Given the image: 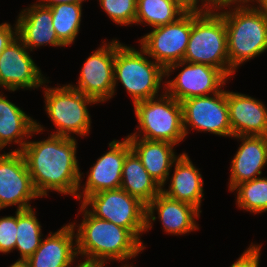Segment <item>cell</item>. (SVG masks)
Returning <instances> with one entry per match:
<instances>
[{
  "label": "cell",
  "mask_w": 267,
  "mask_h": 267,
  "mask_svg": "<svg viewBox=\"0 0 267 267\" xmlns=\"http://www.w3.org/2000/svg\"><path fill=\"white\" fill-rule=\"evenodd\" d=\"M127 138L131 149L140 158L146 171L162 187L172 172L174 161L180 156L174 149L177 145L167 141Z\"/></svg>",
  "instance_id": "22"
},
{
  "label": "cell",
  "mask_w": 267,
  "mask_h": 267,
  "mask_svg": "<svg viewBox=\"0 0 267 267\" xmlns=\"http://www.w3.org/2000/svg\"><path fill=\"white\" fill-rule=\"evenodd\" d=\"M83 4H55L50 7L54 31L58 39L70 47L75 43L80 32Z\"/></svg>",
  "instance_id": "27"
},
{
  "label": "cell",
  "mask_w": 267,
  "mask_h": 267,
  "mask_svg": "<svg viewBox=\"0 0 267 267\" xmlns=\"http://www.w3.org/2000/svg\"><path fill=\"white\" fill-rule=\"evenodd\" d=\"M241 142L230 164L228 190L261 177L267 165V136H233Z\"/></svg>",
  "instance_id": "20"
},
{
  "label": "cell",
  "mask_w": 267,
  "mask_h": 267,
  "mask_svg": "<svg viewBox=\"0 0 267 267\" xmlns=\"http://www.w3.org/2000/svg\"><path fill=\"white\" fill-rule=\"evenodd\" d=\"M254 0H247V4L252 3Z\"/></svg>",
  "instance_id": "39"
},
{
  "label": "cell",
  "mask_w": 267,
  "mask_h": 267,
  "mask_svg": "<svg viewBox=\"0 0 267 267\" xmlns=\"http://www.w3.org/2000/svg\"><path fill=\"white\" fill-rule=\"evenodd\" d=\"M181 69V71L179 70ZM176 77L169 79L172 72ZM230 79L220 70L207 64L176 62L165 69V92L182 102L191 97L209 96L220 92Z\"/></svg>",
  "instance_id": "9"
},
{
  "label": "cell",
  "mask_w": 267,
  "mask_h": 267,
  "mask_svg": "<svg viewBox=\"0 0 267 267\" xmlns=\"http://www.w3.org/2000/svg\"><path fill=\"white\" fill-rule=\"evenodd\" d=\"M138 126L126 137L167 141L179 145L186 139L181 102L164 92L133 105ZM137 129V131H136Z\"/></svg>",
  "instance_id": "7"
},
{
  "label": "cell",
  "mask_w": 267,
  "mask_h": 267,
  "mask_svg": "<svg viewBox=\"0 0 267 267\" xmlns=\"http://www.w3.org/2000/svg\"><path fill=\"white\" fill-rule=\"evenodd\" d=\"M16 37H17L16 21L14 25H11L10 22L6 21L0 23V54L10 43H12L15 40Z\"/></svg>",
  "instance_id": "32"
},
{
  "label": "cell",
  "mask_w": 267,
  "mask_h": 267,
  "mask_svg": "<svg viewBox=\"0 0 267 267\" xmlns=\"http://www.w3.org/2000/svg\"><path fill=\"white\" fill-rule=\"evenodd\" d=\"M183 61L210 65L230 79L227 31L219 11L192 12V29Z\"/></svg>",
  "instance_id": "6"
},
{
  "label": "cell",
  "mask_w": 267,
  "mask_h": 267,
  "mask_svg": "<svg viewBox=\"0 0 267 267\" xmlns=\"http://www.w3.org/2000/svg\"><path fill=\"white\" fill-rule=\"evenodd\" d=\"M29 53L31 51L16 37L0 54V88L4 91L40 89L48 79Z\"/></svg>",
  "instance_id": "14"
},
{
  "label": "cell",
  "mask_w": 267,
  "mask_h": 267,
  "mask_svg": "<svg viewBox=\"0 0 267 267\" xmlns=\"http://www.w3.org/2000/svg\"><path fill=\"white\" fill-rule=\"evenodd\" d=\"M82 204L96 217L128 229L142 244L146 229V205L123 189L104 190L88 196Z\"/></svg>",
  "instance_id": "8"
},
{
  "label": "cell",
  "mask_w": 267,
  "mask_h": 267,
  "mask_svg": "<svg viewBox=\"0 0 267 267\" xmlns=\"http://www.w3.org/2000/svg\"><path fill=\"white\" fill-rule=\"evenodd\" d=\"M78 258L76 233L69 222L43 237L40 246L27 261L30 267H79Z\"/></svg>",
  "instance_id": "17"
},
{
  "label": "cell",
  "mask_w": 267,
  "mask_h": 267,
  "mask_svg": "<svg viewBox=\"0 0 267 267\" xmlns=\"http://www.w3.org/2000/svg\"><path fill=\"white\" fill-rule=\"evenodd\" d=\"M100 8L118 26L135 24L137 0H98Z\"/></svg>",
  "instance_id": "29"
},
{
  "label": "cell",
  "mask_w": 267,
  "mask_h": 267,
  "mask_svg": "<svg viewBox=\"0 0 267 267\" xmlns=\"http://www.w3.org/2000/svg\"><path fill=\"white\" fill-rule=\"evenodd\" d=\"M185 137L189 130L232 139L226 90L209 96L191 97L181 102Z\"/></svg>",
  "instance_id": "10"
},
{
  "label": "cell",
  "mask_w": 267,
  "mask_h": 267,
  "mask_svg": "<svg viewBox=\"0 0 267 267\" xmlns=\"http://www.w3.org/2000/svg\"><path fill=\"white\" fill-rule=\"evenodd\" d=\"M46 80L42 86L44 108L48 118L55 127L50 135L74 138L86 137L91 132L92 119L88 106L98 103L91 97L84 95L66 83L56 86L47 85ZM57 129V130H56Z\"/></svg>",
  "instance_id": "5"
},
{
  "label": "cell",
  "mask_w": 267,
  "mask_h": 267,
  "mask_svg": "<svg viewBox=\"0 0 267 267\" xmlns=\"http://www.w3.org/2000/svg\"><path fill=\"white\" fill-rule=\"evenodd\" d=\"M172 167L174 168L173 174L170 172L161 192L169 198L196 207L202 213L201 205L205 193L204 180L200 168L193 164L190 156L185 152L180 154ZM166 185L168 186L167 189Z\"/></svg>",
  "instance_id": "21"
},
{
  "label": "cell",
  "mask_w": 267,
  "mask_h": 267,
  "mask_svg": "<svg viewBox=\"0 0 267 267\" xmlns=\"http://www.w3.org/2000/svg\"><path fill=\"white\" fill-rule=\"evenodd\" d=\"M218 11L226 25L231 80L241 64L267 51V18L251 3Z\"/></svg>",
  "instance_id": "3"
},
{
  "label": "cell",
  "mask_w": 267,
  "mask_h": 267,
  "mask_svg": "<svg viewBox=\"0 0 267 267\" xmlns=\"http://www.w3.org/2000/svg\"><path fill=\"white\" fill-rule=\"evenodd\" d=\"M120 188L146 206L161 192L162 187L146 171L140 158L131 150L124 160Z\"/></svg>",
  "instance_id": "24"
},
{
  "label": "cell",
  "mask_w": 267,
  "mask_h": 267,
  "mask_svg": "<svg viewBox=\"0 0 267 267\" xmlns=\"http://www.w3.org/2000/svg\"><path fill=\"white\" fill-rule=\"evenodd\" d=\"M8 267H30L27 260L17 259L13 264Z\"/></svg>",
  "instance_id": "37"
},
{
  "label": "cell",
  "mask_w": 267,
  "mask_h": 267,
  "mask_svg": "<svg viewBox=\"0 0 267 267\" xmlns=\"http://www.w3.org/2000/svg\"><path fill=\"white\" fill-rule=\"evenodd\" d=\"M45 130L36 120V128L21 151L33 185L41 198L54 191L77 199L79 184L84 178L77 159L78 139L48 135L47 139L30 141L33 135L43 134Z\"/></svg>",
  "instance_id": "1"
},
{
  "label": "cell",
  "mask_w": 267,
  "mask_h": 267,
  "mask_svg": "<svg viewBox=\"0 0 267 267\" xmlns=\"http://www.w3.org/2000/svg\"><path fill=\"white\" fill-rule=\"evenodd\" d=\"M79 204L78 215H82V221L70 223L76 233L81 265L106 267L111 261H119L120 267H133L128 262L142 254L143 244L128 229L94 216Z\"/></svg>",
  "instance_id": "2"
},
{
  "label": "cell",
  "mask_w": 267,
  "mask_h": 267,
  "mask_svg": "<svg viewBox=\"0 0 267 267\" xmlns=\"http://www.w3.org/2000/svg\"><path fill=\"white\" fill-rule=\"evenodd\" d=\"M200 215L201 212L196 207L169 198L160 192L146 206L145 233L149 232L153 228L154 222L159 219L163 232L170 236L190 234L200 229L197 224Z\"/></svg>",
  "instance_id": "16"
},
{
  "label": "cell",
  "mask_w": 267,
  "mask_h": 267,
  "mask_svg": "<svg viewBox=\"0 0 267 267\" xmlns=\"http://www.w3.org/2000/svg\"><path fill=\"white\" fill-rule=\"evenodd\" d=\"M233 136H267V107L248 94L226 90Z\"/></svg>",
  "instance_id": "19"
},
{
  "label": "cell",
  "mask_w": 267,
  "mask_h": 267,
  "mask_svg": "<svg viewBox=\"0 0 267 267\" xmlns=\"http://www.w3.org/2000/svg\"><path fill=\"white\" fill-rule=\"evenodd\" d=\"M79 267H101V266H88V265H80Z\"/></svg>",
  "instance_id": "38"
},
{
  "label": "cell",
  "mask_w": 267,
  "mask_h": 267,
  "mask_svg": "<svg viewBox=\"0 0 267 267\" xmlns=\"http://www.w3.org/2000/svg\"><path fill=\"white\" fill-rule=\"evenodd\" d=\"M16 18L17 37L31 52L42 46L66 47L54 31L50 7L36 1L21 9Z\"/></svg>",
  "instance_id": "18"
},
{
  "label": "cell",
  "mask_w": 267,
  "mask_h": 267,
  "mask_svg": "<svg viewBox=\"0 0 267 267\" xmlns=\"http://www.w3.org/2000/svg\"><path fill=\"white\" fill-rule=\"evenodd\" d=\"M251 4L267 18V0H254Z\"/></svg>",
  "instance_id": "36"
},
{
  "label": "cell",
  "mask_w": 267,
  "mask_h": 267,
  "mask_svg": "<svg viewBox=\"0 0 267 267\" xmlns=\"http://www.w3.org/2000/svg\"><path fill=\"white\" fill-rule=\"evenodd\" d=\"M262 244L251 242L243 253L234 261L230 267H259Z\"/></svg>",
  "instance_id": "31"
},
{
  "label": "cell",
  "mask_w": 267,
  "mask_h": 267,
  "mask_svg": "<svg viewBox=\"0 0 267 267\" xmlns=\"http://www.w3.org/2000/svg\"><path fill=\"white\" fill-rule=\"evenodd\" d=\"M109 150L102 154L87 171L86 182L80 183L77 201L82 203L88 196L104 190L119 189L126 155L132 150L128 138L112 140Z\"/></svg>",
  "instance_id": "15"
},
{
  "label": "cell",
  "mask_w": 267,
  "mask_h": 267,
  "mask_svg": "<svg viewBox=\"0 0 267 267\" xmlns=\"http://www.w3.org/2000/svg\"><path fill=\"white\" fill-rule=\"evenodd\" d=\"M115 38L102 41L83 63L75 84H68L97 103L104 104L114 93Z\"/></svg>",
  "instance_id": "12"
},
{
  "label": "cell",
  "mask_w": 267,
  "mask_h": 267,
  "mask_svg": "<svg viewBox=\"0 0 267 267\" xmlns=\"http://www.w3.org/2000/svg\"><path fill=\"white\" fill-rule=\"evenodd\" d=\"M192 29V12L152 30L138 39L139 46L164 69L184 59Z\"/></svg>",
  "instance_id": "11"
},
{
  "label": "cell",
  "mask_w": 267,
  "mask_h": 267,
  "mask_svg": "<svg viewBox=\"0 0 267 267\" xmlns=\"http://www.w3.org/2000/svg\"><path fill=\"white\" fill-rule=\"evenodd\" d=\"M186 11L172 0H137L135 26L155 28L177 21Z\"/></svg>",
  "instance_id": "25"
},
{
  "label": "cell",
  "mask_w": 267,
  "mask_h": 267,
  "mask_svg": "<svg viewBox=\"0 0 267 267\" xmlns=\"http://www.w3.org/2000/svg\"><path fill=\"white\" fill-rule=\"evenodd\" d=\"M41 198L37 193L21 152L0 153V211L17 206L16 210L33 208L31 201Z\"/></svg>",
  "instance_id": "13"
},
{
  "label": "cell",
  "mask_w": 267,
  "mask_h": 267,
  "mask_svg": "<svg viewBox=\"0 0 267 267\" xmlns=\"http://www.w3.org/2000/svg\"><path fill=\"white\" fill-rule=\"evenodd\" d=\"M36 128V120L27 115L21 107L12 103L6 94L0 91V152L6 146L17 144L11 151L21 152Z\"/></svg>",
  "instance_id": "23"
},
{
  "label": "cell",
  "mask_w": 267,
  "mask_h": 267,
  "mask_svg": "<svg viewBox=\"0 0 267 267\" xmlns=\"http://www.w3.org/2000/svg\"><path fill=\"white\" fill-rule=\"evenodd\" d=\"M247 0H202V12L207 10L218 11L229 6H243Z\"/></svg>",
  "instance_id": "33"
},
{
  "label": "cell",
  "mask_w": 267,
  "mask_h": 267,
  "mask_svg": "<svg viewBox=\"0 0 267 267\" xmlns=\"http://www.w3.org/2000/svg\"><path fill=\"white\" fill-rule=\"evenodd\" d=\"M39 4L45 7H51L55 4H67V3H76L83 4L87 0H36Z\"/></svg>",
  "instance_id": "35"
},
{
  "label": "cell",
  "mask_w": 267,
  "mask_h": 267,
  "mask_svg": "<svg viewBox=\"0 0 267 267\" xmlns=\"http://www.w3.org/2000/svg\"><path fill=\"white\" fill-rule=\"evenodd\" d=\"M17 210L14 216H0V253H13L16 245Z\"/></svg>",
  "instance_id": "30"
},
{
  "label": "cell",
  "mask_w": 267,
  "mask_h": 267,
  "mask_svg": "<svg viewBox=\"0 0 267 267\" xmlns=\"http://www.w3.org/2000/svg\"><path fill=\"white\" fill-rule=\"evenodd\" d=\"M42 225L36 208L17 211V237L15 250L22 260H27L40 246L43 239Z\"/></svg>",
  "instance_id": "26"
},
{
  "label": "cell",
  "mask_w": 267,
  "mask_h": 267,
  "mask_svg": "<svg viewBox=\"0 0 267 267\" xmlns=\"http://www.w3.org/2000/svg\"><path fill=\"white\" fill-rule=\"evenodd\" d=\"M119 83L132 98L134 105L165 92V69L140 46L139 49L127 46L116 38L113 98Z\"/></svg>",
  "instance_id": "4"
},
{
  "label": "cell",
  "mask_w": 267,
  "mask_h": 267,
  "mask_svg": "<svg viewBox=\"0 0 267 267\" xmlns=\"http://www.w3.org/2000/svg\"><path fill=\"white\" fill-rule=\"evenodd\" d=\"M186 12H202V0H172Z\"/></svg>",
  "instance_id": "34"
},
{
  "label": "cell",
  "mask_w": 267,
  "mask_h": 267,
  "mask_svg": "<svg viewBox=\"0 0 267 267\" xmlns=\"http://www.w3.org/2000/svg\"><path fill=\"white\" fill-rule=\"evenodd\" d=\"M236 192L237 208L250 214L267 212V177H258L237 185L232 191Z\"/></svg>",
  "instance_id": "28"
}]
</instances>
